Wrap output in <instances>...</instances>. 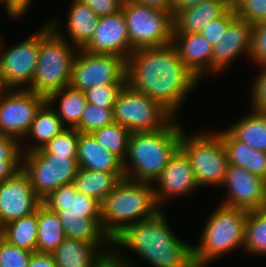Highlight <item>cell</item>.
<instances>
[{
	"mask_svg": "<svg viewBox=\"0 0 266 267\" xmlns=\"http://www.w3.org/2000/svg\"><path fill=\"white\" fill-rule=\"evenodd\" d=\"M236 17L253 24L266 21V0H231Z\"/></svg>",
	"mask_w": 266,
	"mask_h": 267,
	"instance_id": "36",
	"label": "cell"
},
{
	"mask_svg": "<svg viewBox=\"0 0 266 267\" xmlns=\"http://www.w3.org/2000/svg\"><path fill=\"white\" fill-rule=\"evenodd\" d=\"M264 208H266V189H265V203H264Z\"/></svg>",
	"mask_w": 266,
	"mask_h": 267,
	"instance_id": "52",
	"label": "cell"
},
{
	"mask_svg": "<svg viewBox=\"0 0 266 267\" xmlns=\"http://www.w3.org/2000/svg\"><path fill=\"white\" fill-rule=\"evenodd\" d=\"M126 72V83L132 89L159 102L175 118L200 83L172 44L133 51L126 60Z\"/></svg>",
	"mask_w": 266,
	"mask_h": 267,
	"instance_id": "1",
	"label": "cell"
},
{
	"mask_svg": "<svg viewBox=\"0 0 266 267\" xmlns=\"http://www.w3.org/2000/svg\"><path fill=\"white\" fill-rule=\"evenodd\" d=\"M79 132L75 128H65L41 149L40 154L77 157Z\"/></svg>",
	"mask_w": 266,
	"mask_h": 267,
	"instance_id": "34",
	"label": "cell"
},
{
	"mask_svg": "<svg viewBox=\"0 0 266 267\" xmlns=\"http://www.w3.org/2000/svg\"><path fill=\"white\" fill-rule=\"evenodd\" d=\"M42 203L57 213L66 238L111 244L102 230L101 203L77 191L73 183L59 186Z\"/></svg>",
	"mask_w": 266,
	"mask_h": 267,
	"instance_id": "4",
	"label": "cell"
},
{
	"mask_svg": "<svg viewBox=\"0 0 266 267\" xmlns=\"http://www.w3.org/2000/svg\"><path fill=\"white\" fill-rule=\"evenodd\" d=\"M226 128L236 139L266 152V112L251 111Z\"/></svg>",
	"mask_w": 266,
	"mask_h": 267,
	"instance_id": "29",
	"label": "cell"
},
{
	"mask_svg": "<svg viewBox=\"0 0 266 267\" xmlns=\"http://www.w3.org/2000/svg\"><path fill=\"white\" fill-rule=\"evenodd\" d=\"M45 102L46 97L34 91L7 89L0 98V133L18 139L22 145L37 111Z\"/></svg>",
	"mask_w": 266,
	"mask_h": 267,
	"instance_id": "14",
	"label": "cell"
},
{
	"mask_svg": "<svg viewBox=\"0 0 266 267\" xmlns=\"http://www.w3.org/2000/svg\"><path fill=\"white\" fill-rule=\"evenodd\" d=\"M46 101L51 106H55L54 103L59 101L53 109L67 128H75L80 123L87 104L84 92L70 86L51 93Z\"/></svg>",
	"mask_w": 266,
	"mask_h": 267,
	"instance_id": "28",
	"label": "cell"
},
{
	"mask_svg": "<svg viewBox=\"0 0 266 267\" xmlns=\"http://www.w3.org/2000/svg\"><path fill=\"white\" fill-rule=\"evenodd\" d=\"M208 0H173L172 2V16L174 17L178 12L191 6L198 5Z\"/></svg>",
	"mask_w": 266,
	"mask_h": 267,
	"instance_id": "49",
	"label": "cell"
},
{
	"mask_svg": "<svg viewBox=\"0 0 266 267\" xmlns=\"http://www.w3.org/2000/svg\"><path fill=\"white\" fill-rule=\"evenodd\" d=\"M153 187L155 201L160 209L164 208L166 201L168 203V200L173 198H185L200 189L189 158L180 147L170 156L161 175L153 183Z\"/></svg>",
	"mask_w": 266,
	"mask_h": 267,
	"instance_id": "15",
	"label": "cell"
},
{
	"mask_svg": "<svg viewBox=\"0 0 266 267\" xmlns=\"http://www.w3.org/2000/svg\"><path fill=\"white\" fill-rule=\"evenodd\" d=\"M57 19L59 18H52L48 22L61 37L80 49L93 37L99 17L87 5L79 0H72L67 11V23H65L67 31L65 28V31L61 32L64 28L60 27L62 24Z\"/></svg>",
	"mask_w": 266,
	"mask_h": 267,
	"instance_id": "22",
	"label": "cell"
},
{
	"mask_svg": "<svg viewBox=\"0 0 266 267\" xmlns=\"http://www.w3.org/2000/svg\"><path fill=\"white\" fill-rule=\"evenodd\" d=\"M31 251L16 247L0 236V267H28Z\"/></svg>",
	"mask_w": 266,
	"mask_h": 267,
	"instance_id": "38",
	"label": "cell"
},
{
	"mask_svg": "<svg viewBox=\"0 0 266 267\" xmlns=\"http://www.w3.org/2000/svg\"><path fill=\"white\" fill-rule=\"evenodd\" d=\"M98 17L108 16L121 10L123 0H79Z\"/></svg>",
	"mask_w": 266,
	"mask_h": 267,
	"instance_id": "43",
	"label": "cell"
},
{
	"mask_svg": "<svg viewBox=\"0 0 266 267\" xmlns=\"http://www.w3.org/2000/svg\"><path fill=\"white\" fill-rule=\"evenodd\" d=\"M77 51L75 45L52 28L40 42L32 91L47 98L51 93L69 86L72 63Z\"/></svg>",
	"mask_w": 266,
	"mask_h": 267,
	"instance_id": "7",
	"label": "cell"
},
{
	"mask_svg": "<svg viewBox=\"0 0 266 267\" xmlns=\"http://www.w3.org/2000/svg\"><path fill=\"white\" fill-rule=\"evenodd\" d=\"M172 45L176 48L184 65L198 77V79L212 74V47L200 33L173 34ZM205 75V76H204Z\"/></svg>",
	"mask_w": 266,
	"mask_h": 267,
	"instance_id": "21",
	"label": "cell"
},
{
	"mask_svg": "<svg viewBox=\"0 0 266 267\" xmlns=\"http://www.w3.org/2000/svg\"><path fill=\"white\" fill-rule=\"evenodd\" d=\"M160 210L153 184L124 178L101 203L102 230L112 240L126 226L151 218Z\"/></svg>",
	"mask_w": 266,
	"mask_h": 267,
	"instance_id": "5",
	"label": "cell"
},
{
	"mask_svg": "<svg viewBox=\"0 0 266 267\" xmlns=\"http://www.w3.org/2000/svg\"><path fill=\"white\" fill-rule=\"evenodd\" d=\"M249 59L255 66L266 63V21L253 24Z\"/></svg>",
	"mask_w": 266,
	"mask_h": 267,
	"instance_id": "40",
	"label": "cell"
},
{
	"mask_svg": "<svg viewBox=\"0 0 266 267\" xmlns=\"http://www.w3.org/2000/svg\"><path fill=\"white\" fill-rule=\"evenodd\" d=\"M176 119L162 129L131 132L123 161L126 179L153 184L159 178L180 145L184 126Z\"/></svg>",
	"mask_w": 266,
	"mask_h": 267,
	"instance_id": "3",
	"label": "cell"
},
{
	"mask_svg": "<svg viewBox=\"0 0 266 267\" xmlns=\"http://www.w3.org/2000/svg\"><path fill=\"white\" fill-rule=\"evenodd\" d=\"M82 49L94 54L116 55L127 60L130 56V41L122 9L99 17L93 37Z\"/></svg>",
	"mask_w": 266,
	"mask_h": 267,
	"instance_id": "18",
	"label": "cell"
},
{
	"mask_svg": "<svg viewBox=\"0 0 266 267\" xmlns=\"http://www.w3.org/2000/svg\"><path fill=\"white\" fill-rule=\"evenodd\" d=\"M266 257V208L247 212L243 253Z\"/></svg>",
	"mask_w": 266,
	"mask_h": 267,
	"instance_id": "32",
	"label": "cell"
},
{
	"mask_svg": "<svg viewBox=\"0 0 266 267\" xmlns=\"http://www.w3.org/2000/svg\"><path fill=\"white\" fill-rule=\"evenodd\" d=\"M38 208L35 212L13 220L0 228V236L16 247L36 252Z\"/></svg>",
	"mask_w": 266,
	"mask_h": 267,
	"instance_id": "31",
	"label": "cell"
},
{
	"mask_svg": "<svg viewBox=\"0 0 266 267\" xmlns=\"http://www.w3.org/2000/svg\"><path fill=\"white\" fill-rule=\"evenodd\" d=\"M179 147L189 158L199 188L221 187L228 159L221 136L216 131L186 134L183 128Z\"/></svg>",
	"mask_w": 266,
	"mask_h": 267,
	"instance_id": "8",
	"label": "cell"
},
{
	"mask_svg": "<svg viewBox=\"0 0 266 267\" xmlns=\"http://www.w3.org/2000/svg\"><path fill=\"white\" fill-rule=\"evenodd\" d=\"M48 23V24H47ZM47 23L20 40L14 46L7 48L0 37V77L6 89L32 91V79L36 70L40 42L52 29Z\"/></svg>",
	"mask_w": 266,
	"mask_h": 267,
	"instance_id": "10",
	"label": "cell"
},
{
	"mask_svg": "<svg viewBox=\"0 0 266 267\" xmlns=\"http://www.w3.org/2000/svg\"><path fill=\"white\" fill-rule=\"evenodd\" d=\"M42 201L30 185L22 168L0 183V228L35 212Z\"/></svg>",
	"mask_w": 266,
	"mask_h": 267,
	"instance_id": "17",
	"label": "cell"
},
{
	"mask_svg": "<svg viewBox=\"0 0 266 267\" xmlns=\"http://www.w3.org/2000/svg\"><path fill=\"white\" fill-rule=\"evenodd\" d=\"M247 212L219 203L204 223L198 244L192 243L195 267H206L227 253L243 250Z\"/></svg>",
	"mask_w": 266,
	"mask_h": 267,
	"instance_id": "6",
	"label": "cell"
},
{
	"mask_svg": "<svg viewBox=\"0 0 266 267\" xmlns=\"http://www.w3.org/2000/svg\"><path fill=\"white\" fill-rule=\"evenodd\" d=\"M65 128L53 106L46 101L37 111L35 119L24 138L26 140H28L27 137L31 138L35 142L33 145H30V148L27 146L26 149L23 148L24 145H21L22 153L41 149Z\"/></svg>",
	"mask_w": 266,
	"mask_h": 267,
	"instance_id": "26",
	"label": "cell"
},
{
	"mask_svg": "<svg viewBox=\"0 0 266 267\" xmlns=\"http://www.w3.org/2000/svg\"><path fill=\"white\" fill-rule=\"evenodd\" d=\"M216 132L221 136L228 164L242 167L266 180V152L257 151L236 139L226 127Z\"/></svg>",
	"mask_w": 266,
	"mask_h": 267,
	"instance_id": "25",
	"label": "cell"
},
{
	"mask_svg": "<svg viewBox=\"0 0 266 267\" xmlns=\"http://www.w3.org/2000/svg\"><path fill=\"white\" fill-rule=\"evenodd\" d=\"M7 89L4 87V84L2 82V79L0 77V98L3 95V93L6 91Z\"/></svg>",
	"mask_w": 266,
	"mask_h": 267,
	"instance_id": "51",
	"label": "cell"
},
{
	"mask_svg": "<svg viewBox=\"0 0 266 267\" xmlns=\"http://www.w3.org/2000/svg\"><path fill=\"white\" fill-rule=\"evenodd\" d=\"M261 70L252 81L250 96L252 109L260 112H266V63L257 66Z\"/></svg>",
	"mask_w": 266,
	"mask_h": 267,
	"instance_id": "41",
	"label": "cell"
},
{
	"mask_svg": "<svg viewBox=\"0 0 266 267\" xmlns=\"http://www.w3.org/2000/svg\"><path fill=\"white\" fill-rule=\"evenodd\" d=\"M174 118L159 102L132 89L127 83L119 92L113 106L114 122L130 132L162 129Z\"/></svg>",
	"mask_w": 266,
	"mask_h": 267,
	"instance_id": "11",
	"label": "cell"
},
{
	"mask_svg": "<svg viewBox=\"0 0 266 267\" xmlns=\"http://www.w3.org/2000/svg\"><path fill=\"white\" fill-rule=\"evenodd\" d=\"M161 209L153 217L126 226L111 240V249L133 251L152 267H195L192 244L170 228Z\"/></svg>",
	"mask_w": 266,
	"mask_h": 267,
	"instance_id": "2",
	"label": "cell"
},
{
	"mask_svg": "<svg viewBox=\"0 0 266 267\" xmlns=\"http://www.w3.org/2000/svg\"><path fill=\"white\" fill-rule=\"evenodd\" d=\"M231 7V0H208L188 7L173 17V34L200 33L212 20L222 16Z\"/></svg>",
	"mask_w": 266,
	"mask_h": 267,
	"instance_id": "23",
	"label": "cell"
},
{
	"mask_svg": "<svg viewBox=\"0 0 266 267\" xmlns=\"http://www.w3.org/2000/svg\"><path fill=\"white\" fill-rule=\"evenodd\" d=\"M28 267H57L51 253L32 252Z\"/></svg>",
	"mask_w": 266,
	"mask_h": 267,
	"instance_id": "46",
	"label": "cell"
},
{
	"mask_svg": "<svg viewBox=\"0 0 266 267\" xmlns=\"http://www.w3.org/2000/svg\"><path fill=\"white\" fill-rule=\"evenodd\" d=\"M113 122V109L101 108L87 102L80 123L75 129L82 133H93Z\"/></svg>",
	"mask_w": 266,
	"mask_h": 267,
	"instance_id": "35",
	"label": "cell"
},
{
	"mask_svg": "<svg viewBox=\"0 0 266 267\" xmlns=\"http://www.w3.org/2000/svg\"><path fill=\"white\" fill-rule=\"evenodd\" d=\"M226 197L220 203L227 207L251 211L264 208L266 180L248 170L228 164L221 188Z\"/></svg>",
	"mask_w": 266,
	"mask_h": 267,
	"instance_id": "16",
	"label": "cell"
},
{
	"mask_svg": "<svg viewBox=\"0 0 266 267\" xmlns=\"http://www.w3.org/2000/svg\"><path fill=\"white\" fill-rule=\"evenodd\" d=\"M21 142L0 133V160H22Z\"/></svg>",
	"mask_w": 266,
	"mask_h": 267,
	"instance_id": "42",
	"label": "cell"
},
{
	"mask_svg": "<svg viewBox=\"0 0 266 267\" xmlns=\"http://www.w3.org/2000/svg\"><path fill=\"white\" fill-rule=\"evenodd\" d=\"M125 84H106L90 88L84 92L87 102L101 108L113 109L116 98Z\"/></svg>",
	"mask_w": 266,
	"mask_h": 267,
	"instance_id": "37",
	"label": "cell"
},
{
	"mask_svg": "<svg viewBox=\"0 0 266 267\" xmlns=\"http://www.w3.org/2000/svg\"><path fill=\"white\" fill-rule=\"evenodd\" d=\"M126 59L78 49L71 68L69 86L85 92L106 84H126Z\"/></svg>",
	"mask_w": 266,
	"mask_h": 267,
	"instance_id": "13",
	"label": "cell"
},
{
	"mask_svg": "<svg viewBox=\"0 0 266 267\" xmlns=\"http://www.w3.org/2000/svg\"><path fill=\"white\" fill-rule=\"evenodd\" d=\"M121 249H111V253L96 266V267H135L134 261L130 258L129 255L126 256Z\"/></svg>",
	"mask_w": 266,
	"mask_h": 267,
	"instance_id": "44",
	"label": "cell"
},
{
	"mask_svg": "<svg viewBox=\"0 0 266 267\" xmlns=\"http://www.w3.org/2000/svg\"><path fill=\"white\" fill-rule=\"evenodd\" d=\"M2 4V7L5 6L6 14L9 18L19 19L21 18L6 2L5 0H0V5Z\"/></svg>",
	"mask_w": 266,
	"mask_h": 267,
	"instance_id": "50",
	"label": "cell"
},
{
	"mask_svg": "<svg viewBox=\"0 0 266 267\" xmlns=\"http://www.w3.org/2000/svg\"><path fill=\"white\" fill-rule=\"evenodd\" d=\"M109 253L111 244L65 238L51 255L57 267H96Z\"/></svg>",
	"mask_w": 266,
	"mask_h": 267,
	"instance_id": "20",
	"label": "cell"
},
{
	"mask_svg": "<svg viewBox=\"0 0 266 267\" xmlns=\"http://www.w3.org/2000/svg\"><path fill=\"white\" fill-rule=\"evenodd\" d=\"M76 158L27 152L22 155L21 168L33 191L43 201L59 186L73 183L79 169Z\"/></svg>",
	"mask_w": 266,
	"mask_h": 267,
	"instance_id": "12",
	"label": "cell"
},
{
	"mask_svg": "<svg viewBox=\"0 0 266 267\" xmlns=\"http://www.w3.org/2000/svg\"><path fill=\"white\" fill-rule=\"evenodd\" d=\"M253 25L236 17L219 42L212 47V74L223 73L241 55L249 58Z\"/></svg>",
	"mask_w": 266,
	"mask_h": 267,
	"instance_id": "19",
	"label": "cell"
},
{
	"mask_svg": "<svg viewBox=\"0 0 266 267\" xmlns=\"http://www.w3.org/2000/svg\"><path fill=\"white\" fill-rule=\"evenodd\" d=\"M236 18L233 7L231 6L222 16L210 21L200 34L209 41L210 44L215 45L225 34L228 25Z\"/></svg>",
	"mask_w": 266,
	"mask_h": 267,
	"instance_id": "39",
	"label": "cell"
},
{
	"mask_svg": "<svg viewBox=\"0 0 266 267\" xmlns=\"http://www.w3.org/2000/svg\"><path fill=\"white\" fill-rule=\"evenodd\" d=\"M133 1L159 11L170 13L172 15L173 0H133Z\"/></svg>",
	"mask_w": 266,
	"mask_h": 267,
	"instance_id": "47",
	"label": "cell"
},
{
	"mask_svg": "<svg viewBox=\"0 0 266 267\" xmlns=\"http://www.w3.org/2000/svg\"><path fill=\"white\" fill-rule=\"evenodd\" d=\"M59 216L41 203L38 206L36 252L52 253L65 239Z\"/></svg>",
	"mask_w": 266,
	"mask_h": 267,
	"instance_id": "30",
	"label": "cell"
},
{
	"mask_svg": "<svg viewBox=\"0 0 266 267\" xmlns=\"http://www.w3.org/2000/svg\"><path fill=\"white\" fill-rule=\"evenodd\" d=\"M34 0H5V2L22 18L26 15Z\"/></svg>",
	"mask_w": 266,
	"mask_h": 267,
	"instance_id": "48",
	"label": "cell"
},
{
	"mask_svg": "<svg viewBox=\"0 0 266 267\" xmlns=\"http://www.w3.org/2000/svg\"><path fill=\"white\" fill-rule=\"evenodd\" d=\"M124 178V172H103L79 168L73 184L77 191L102 203L106 196Z\"/></svg>",
	"mask_w": 266,
	"mask_h": 267,
	"instance_id": "27",
	"label": "cell"
},
{
	"mask_svg": "<svg viewBox=\"0 0 266 267\" xmlns=\"http://www.w3.org/2000/svg\"><path fill=\"white\" fill-rule=\"evenodd\" d=\"M76 159L79 168L103 172H124L123 162L100 145L92 133L79 132Z\"/></svg>",
	"mask_w": 266,
	"mask_h": 267,
	"instance_id": "24",
	"label": "cell"
},
{
	"mask_svg": "<svg viewBox=\"0 0 266 267\" xmlns=\"http://www.w3.org/2000/svg\"><path fill=\"white\" fill-rule=\"evenodd\" d=\"M122 13L130 41V54L138 49L172 44L173 16L133 0H123Z\"/></svg>",
	"mask_w": 266,
	"mask_h": 267,
	"instance_id": "9",
	"label": "cell"
},
{
	"mask_svg": "<svg viewBox=\"0 0 266 267\" xmlns=\"http://www.w3.org/2000/svg\"><path fill=\"white\" fill-rule=\"evenodd\" d=\"M92 134L108 152L113 153L122 162L125 160L131 135L126 127L113 122Z\"/></svg>",
	"mask_w": 266,
	"mask_h": 267,
	"instance_id": "33",
	"label": "cell"
},
{
	"mask_svg": "<svg viewBox=\"0 0 266 267\" xmlns=\"http://www.w3.org/2000/svg\"><path fill=\"white\" fill-rule=\"evenodd\" d=\"M22 160H0V183L21 169Z\"/></svg>",
	"mask_w": 266,
	"mask_h": 267,
	"instance_id": "45",
	"label": "cell"
}]
</instances>
